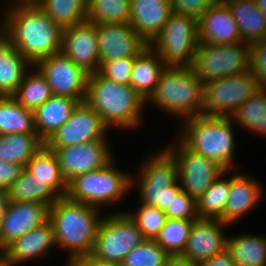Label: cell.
I'll list each match as a JSON object with an SVG mask.
<instances>
[{"instance_id":"db71d44e","label":"cell","mask_w":266,"mask_h":266,"mask_svg":"<svg viewBox=\"0 0 266 266\" xmlns=\"http://www.w3.org/2000/svg\"><path fill=\"white\" fill-rule=\"evenodd\" d=\"M12 1H33V0H12Z\"/></svg>"},{"instance_id":"30bf717a","label":"cell","mask_w":266,"mask_h":266,"mask_svg":"<svg viewBox=\"0 0 266 266\" xmlns=\"http://www.w3.org/2000/svg\"><path fill=\"white\" fill-rule=\"evenodd\" d=\"M250 58V44L247 42L223 45L199 43L191 67L205 84L249 71Z\"/></svg>"},{"instance_id":"4dcf8cb0","label":"cell","mask_w":266,"mask_h":266,"mask_svg":"<svg viewBox=\"0 0 266 266\" xmlns=\"http://www.w3.org/2000/svg\"><path fill=\"white\" fill-rule=\"evenodd\" d=\"M44 144L38 133L0 134V160L25 167Z\"/></svg>"},{"instance_id":"7402d4cb","label":"cell","mask_w":266,"mask_h":266,"mask_svg":"<svg viewBox=\"0 0 266 266\" xmlns=\"http://www.w3.org/2000/svg\"><path fill=\"white\" fill-rule=\"evenodd\" d=\"M197 26L199 43L223 45L242 41L239 26L223 0L215 1L206 10Z\"/></svg>"},{"instance_id":"f5cc1de1","label":"cell","mask_w":266,"mask_h":266,"mask_svg":"<svg viewBox=\"0 0 266 266\" xmlns=\"http://www.w3.org/2000/svg\"><path fill=\"white\" fill-rule=\"evenodd\" d=\"M0 266H6L3 250H0Z\"/></svg>"},{"instance_id":"681fc988","label":"cell","mask_w":266,"mask_h":266,"mask_svg":"<svg viewBox=\"0 0 266 266\" xmlns=\"http://www.w3.org/2000/svg\"><path fill=\"white\" fill-rule=\"evenodd\" d=\"M65 266H94L89 258H66Z\"/></svg>"},{"instance_id":"1f68e13d","label":"cell","mask_w":266,"mask_h":266,"mask_svg":"<svg viewBox=\"0 0 266 266\" xmlns=\"http://www.w3.org/2000/svg\"><path fill=\"white\" fill-rule=\"evenodd\" d=\"M25 168L36 180L48 183L62 197L66 196L67 182L62 177L57 157L45 144L32 156Z\"/></svg>"},{"instance_id":"7c38bea8","label":"cell","mask_w":266,"mask_h":266,"mask_svg":"<svg viewBox=\"0 0 266 266\" xmlns=\"http://www.w3.org/2000/svg\"><path fill=\"white\" fill-rule=\"evenodd\" d=\"M164 147L178 164L181 188L196 201L225 171L216 161L188 149L178 138Z\"/></svg>"},{"instance_id":"ac0fdd59","label":"cell","mask_w":266,"mask_h":266,"mask_svg":"<svg viewBox=\"0 0 266 266\" xmlns=\"http://www.w3.org/2000/svg\"><path fill=\"white\" fill-rule=\"evenodd\" d=\"M233 173V174H232ZM248 172L230 170V190L223 216L219 219L228 225H235L238 221L252 212L263 200L262 184L255 180Z\"/></svg>"},{"instance_id":"9c48e42d","label":"cell","mask_w":266,"mask_h":266,"mask_svg":"<svg viewBox=\"0 0 266 266\" xmlns=\"http://www.w3.org/2000/svg\"><path fill=\"white\" fill-rule=\"evenodd\" d=\"M199 44L197 19L173 13L149 43L166 66H191Z\"/></svg>"},{"instance_id":"4fadbf2b","label":"cell","mask_w":266,"mask_h":266,"mask_svg":"<svg viewBox=\"0 0 266 266\" xmlns=\"http://www.w3.org/2000/svg\"><path fill=\"white\" fill-rule=\"evenodd\" d=\"M110 130L99 114L85 101L80 102L71 117L45 142L48 148L110 140Z\"/></svg>"},{"instance_id":"3957f363","label":"cell","mask_w":266,"mask_h":266,"mask_svg":"<svg viewBox=\"0 0 266 266\" xmlns=\"http://www.w3.org/2000/svg\"><path fill=\"white\" fill-rule=\"evenodd\" d=\"M85 102L108 129L135 130L145 118V101L130 85L118 84L98 72L89 74Z\"/></svg>"},{"instance_id":"44dd1931","label":"cell","mask_w":266,"mask_h":266,"mask_svg":"<svg viewBox=\"0 0 266 266\" xmlns=\"http://www.w3.org/2000/svg\"><path fill=\"white\" fill-rule=\"evenodd\" d=\"M99 63L136 55L148 44L128 24H97Z\"/></svg>"},{"instance_id":"ffe728a7","label":"cell","mask_w":266,"mask_h":266,"mask_svg":"<svg viewBox=\"0 0 266 266\" xmlns=\"http://www.w3.org/2000/svg\"><path fill=\"white\" fill-rule=\"evenodd\" d=\"M48 219L49 206L46 204L9 201L0 226V250Z\"/></svg>"},{"instance_id":"ba28073f","label":"cell","mask_w":266,"mask_h":266,"mask_svg":"<svg viewBox=\"0 0 266 266\" xmlns=\"http://www.w3.org/2000/svg\"><path fill=\"white\" fill-rule=\"evenodd\" d=\"M144 240L142 232L126 210L105 213L88 258L92 262L123 263L125 257Z\"/></svg>"},{"instance_id":"5b68a950","label":"cell","mask_w":266,"mask_h":266,"mask_svg":"<svg viewBox=\"0 0 266 266\" xmlns=\"http://www.w3.org/2000/svg\"><path fill=\"white\" fill-rule=\"evenodd\" d=\"M204 84L191 66H167L145 102L180 119L203 114Z\"/></svg>"},{"instance_id":"d6a6232c","label":"cell","mask_w":266,"mask_h":266,"mask_svg":"<svg viewBox=\"0 0 266 266\" xmlns=\"http://www.w3.org/2000/svg\"><path fill=\"white\" fill-rule=\"evenodd\" d=\"M51 88L45 76L33 65L12 97L24 108L35 111L52 97Z\"/></svg>"},{"instance_id":"52a82bcc","label":"cell","mask_w":266,"mask_h":266,"mask_svg":"<svg viewBox=\"0 0 266 266\" xmlns=\"http://www.w3.org/2000/svg\"><path fill=\"white\" fill-rule=\"evenodd\" d=\"M114 158L105 167L74 177L67 183L66 197L102 210L132 191V172L118 168ZM103 206V207H102Z\"/></svg>"},{"instance_id":"4316f807","label":"cell","mask_w":266,"mask_h":266,"mask_svg":"<svg viewBox=\"0 0 266 266\" xmlns=\"http://www.w3.org/2000/svg\"><path fill=\"white\" fill-rule=\"evenodd\" d=\"M236 20L243 42L253 43L266 38V16L255 0H223Z\"/></svg>"},{"instance_id":"277c9868","label":"cell","mask_w":266,"mask_h":266,"mask_svg":"<svg viewBox=\"0 0 266 266\" xmlns=\"http://www.w3.org/2000/svg\"><path fill=\"white\" fill-rule=\"evenodd\" d=\"M180 123L177 137L188 149L216 161L225 170L241 168L234 161L237 143L235 126L230 117L201 114Z\"/></svg>"},{"instance_id":"d4e9b609","label":"cell","mask_w":266,"mask_h":266,"mask_svg":"<svg viewBox=\"0 0 266 266\" xmlns=\"http://www.w3.org/2000/svg\"><path fill=\"white\" fill-rule=\"evenodd\" d=\"M166 67L149 45L136 55L130 75V86L145 102L154 92L159 77Z\"/></svg>"},{"instance_id":"f546056e","label":"cell","mask_w":266,"mask_h":266,"mask_svg":"<svg viewBox=\"0 0 266 266\" xmlns=\"http://www.w3.org/2000/svg\"><path fill=\"white\" fill-rule=\"evenodd\" d=\"M61 197L48 183L36 180L25 167L9 188V201L43 203L50 207Z\"/></svg>"},{"instance_id":"b9f144b4","label":"cell","mask_w":266,"mask_h":266,"mask_svg":"<svg viewBox=\"0 0 266 266\" xmlns=\"http://www.w3.org/2000/svg\"><path fill=\"white\" fill-rule=\"evenodd\" d=\"M167 219L198 220L196 200L182 189L173 197L170 208L164 212Z\"/></svg>"},{"instance_id":"74e56055","label":"cell","mask_w":266,"mask_h":266,"mask_svg":"<svg viewBox=\"0 0 266 266\" xmlns=\"http://www.w3.org/2000/svg\"><path fill=\"white\" fill-rule=\"evenodd\" d=\"M195 220L167 219L155 241L170 255H182Z\"/></svg>"},{"instance_id":"cb8c5ba5","label":"cell","mask_w":266,"mask_h":266,"mask_svg":"<svg viewBox=\"0 0 266 266\" xmlns=\"http://www.w3.org/2000/svg\"><path fill=\"white\" fill-rule=\"evenodd\" d=\"M80 101L68 96L53 95L34 113V126L38 136L46 142L72 115Z\"/></svg>"},{"instance_id":"836d02e7","label":"cell","mask_w":266,"mask_h":266,"mask_svg":"<svg viewBox=\"0 0 266 266\" xmlns=\"http://www.w3.org/2000/svg\"><path fill=\"white\" fill-rule=\"evenodd\" d=\"M37 133L34 113L12 96H0V134Z\"/></svg>"},{"instance_id":"6da1fadb","label":"cell","mask_w":266,"mask_h":266,"mask_svg":"<svg viewBox=\"0 0 266 266\" xmlns=\"http://www.w3.org/2000/svg\"><path fill=\"white\" fill-rule=\"evenodd\" d=\"M7 2L0 31L32 65L61 51L62 29L36 3Z\"/></svg>"},{"instance_id":"f6af8a7d","label":"cell","mask_w":266,"mask_h":266,"mask_svg":"<svg viewBox=\"0 0 266 266\" xmlns=\"http://www.w3.org/2000/svg\"><path fill=\"white\" fill-rule=\"evenodd\" d=\"M23 166L0 160V187L9 189L20 177Z\"/></svg>"},{"instance_id":"f35d334b","label":"cell","mask_w":266,"mask_h":266,"mask_svg":"<svg viewBox=\"0 0 266 266\" xmlns=\"http://www.w3.org/2000/svg\"><path fill=\"white\" fill-rule=\"evenodd\" d=\"M138 206L137 209L126 212L137 224L145 239L155 240L167 220L166 215L156 206L142 203H138Z\"/></svg>"},{"instance_id":"f907efd6","label":"cell","mask_w":266,"mask_h":266,"mask_svg":"<svg viewBox=\"0 0 266 266\" xmlns=\"http://www.w3.org/2000/svg\"><path fill=\"white\" fill-rule=\"evenodd\" d=\"M94 266H124L123 263L119 262H93Z\"/></svg>"},{"instance_id":"7dc6e473","label":"cell","mask_w":266,"mask_h":266,"mask_svg":"<svg viewBox=\"0 0 266 266\" xmlns=\"http://www.w3.org/2000/svg\"><path fill=\"white\" fill-rule=\"evenodd\" d=\"M166 266H199V263L186 259L181 255H177L170 256L167 260Z\"/></svg>"},{"instance_id":"484cf974","label":"cell","mask_w":266,"mask_h":266,"mask_svg":"<svg viewBox=\"0 0 266 266\" xmlns=\"http://www.w3.org/2000/svg\"><path fill=\"white\" fill-rule=\"evenodd\" d=\"M32 66L0 31V96H12Z\"/></svg>"},{"instance_id":"ab89813d","label":"cell","mask_w":266,"mask_h":266,"mask_svg":"<svg viewBox=\"0 0 266 266\" xmlns=\"http://www.w3.org/2000/svg\"><path fill=\"white\" fill-rule=\"evenodd\" d=\"M170 255L155 241L144 240L124 259V266H166Z\"/></svg>"},{"instance_id":"2e32d148","label":"cell","mask_w":266,"mask_h":266,"mask_svg":"<svg viewBox=\"0 0 266 266\" xmlns=\"http://www.w3.org/2000/svg\"><path fill=\"white\" fill-rule=\"evenodd\" d=\"M61 52L89 74L99 69L97 24L85 20L62 30Z\"/></svg>"},{"instance_id":"5bb4252c","label":"cell","mask_w":266,"mask_h":266,"mask_svg":"<svg viewBox=\"0 0 266 266\" xmlns=\"http://www.w3.org/2000/svg\"><path fill=\"white\" fill-rule=\"evenodd\" d=\"M49 149L56 155L62 177L67 183L80 174L102 169L115 158L109 140Z\"/></svg>"},{"instance_id":"c3c4849f","label":"cell","mask_w":266,"mask_h":266,"mask_svg":"<svg viewBox=\"0 0 266 266\" xmlns=\"http://www.w3.org/2000/svg\"><path fill=\"white\" fill-rule=\"evenodd\" d=\"M8 202H9V189L0 187V226Z\"/></svg>"},{"instance_id":"bcb514c9","label":"cell","mask_w":266,"mask_h":266,"mask_svg":"<svg viewBox=\"0 0 266 266\" xmlns=\"http://www.w3.org/2000/svg\"><path fill=\"white\" fill-rule=\"evenodd\" d=\"M199 266H236L230 251L226 248L207 260L199 263Z\"/></svg>"},{"instance_id":"7bdbcfd3","label":"cell","mask_w":266,"mask_h":266,"mask_svg":"<svg viewBox=\"0 0 266 266\" xmlns=\"http://www.w3.org/2000/svg\"><path fill=\"white\" fill-rule=\"evenodd\" d=\"M250 71L266 87V38L250 43Z\"/></svg>"},{"instance_id":"8992f818","label":"cell","mask_w":266,"mask_h":266,"mask_svg":"<svg viewBox=\"0 0 266 266\" xmlns=\"http://www.w3.org/2000/svg\"><path fill=\"white\" fill-rule=\"evenodd\" d=\"M139 165L135 169L137 173L132 174V189L138 190V201L165 212L182 189L175 158L163 146L147 155Z\"/></svg>"},{"instance_id":"60d3db41","label":"cell","mask_w":266,"mask_h":266,"mask_svg":"<svg viewBox=\"0 0 266 266\" xmlns=\"http://www.w3.org/2000/svg\"><path fill=\"white\" fill-rule=\"evenodd\" d=\"M135 57H124L112 61L101 62L98 73L121 85H130V75Z\"/></svg>"},{"instance_id":"83f0119b","label":"cell","mask_w":266,"mask_h":266,"mask_svg":"<svg viewBox=\"0 0 266 266\" xmlns=\"http://www.w3.org/2000/svg\"><path fill=\"white\" fill-rule=\"evenodd\" d=\"M227 249L236 266H266V235L230 234Z\"/></svg>"},{"instance_id":"ee69618b","label":"cell","mask_w":266,"mask_h":266,"mask_svg":"<svg viewBox=\"0 0 266 266\" xmlns=\"http://www.w3.org/2000/svg\"><path fill=\"white\" fill-rule=\"evenodd\" d=\"M173 13L192 16L197 20L217 0H170Z\"/></svg>"},{"instance_id":"8d00e7d4","label":"cell","mask_w":266,"mask_h":266,"mask_svg":"<svg viewBox=\"0 0 266 266\" xmlns=\"http://www.w3.org/2000/svg\"><path fill=\"white\" fill-rule=\"evenodd\" d=\"M131 0H87V20L95 24L130 23Z\"/></svg>"},{"instance_id":"7a4b0ae2","label":"cell","mask_w":266,"mask_h":266,"mask_svg":"<svg viewBox=\"0 0 266 266\" xmlns=\"http://www.w3.org/2000/svg\"><path fill=\"white\" fill-rule=\"evenodd\" d=\"M101 209L66 196L49 207L56 249L67 251L66 258H88L94 247L98 226L105 214Z\"/></svg>"},{"instance_id":"d590c367","label":"cell","mask_w":266,"mask_h":266,"mask_svg":"<svg viewBox=\"0 0 266 266\" xmlns=\"http://www.w3.org/2000/svg\"><path fill=\"white\" fill-rule=\"evenodd\" d=\"M229 190L230 170H225L196 201L198 218L220 219L224 214Z\"/></svg>"},{"instance_id":"e575fe53","label":"cell","mask_w":266,"mask_h":266,"mask_svg":"<svg viewBox=\"0 0 266 266\" xmlns=\"http://www.w3.org/2000/svg\"><path fill=\"white\" fill-rule=\"evenodd\" d=\"M62 30L87 20V0H33Z\"/></svg>"},{"instance_id":"8fae6325","label":"cell","mask_w":266,"mask_h":266,"mask_svg":"<svg viewBox=\"0 0 266 266\" xmlns=\"http://www.w3.org/2000/svg\"><path fill=\"white\" fill-rule=\"evenodd\" d=\"M260 88L250 70L209 81L204 84L203 115L230 117Z\"/></svg>"},{"instance_id":"e0dca14e","label":"cell","mask_w":266,"mask_h":266,"mask_svg":"<svg viewBox=\"0 0 266 266\" xmlns=\"http://www.w3.org/2000/svg\"><path fill=\"white\" fill-rule=\"evenodd\" d=\"M54 247L56 248L53 226L48 220L14 239L3 249L5 265L24 266L27 262L32 263L33 260H45L49 258L50 253L52 254V249L55 250Z\"/></svg>"},{"instance_id":"d6986e66","label":"cell","mask_w":266,"mask_h":266,"mask_svg":"<svg viewBox=\"0 0 266 266\" xmlns=\"http://www.w3.org/2000/svg\"><path fill=\"white\" fill-rule=\"evenodd\" d=\"M230 225L219 219H198L192 223L186 248L181 255L194 262H202L227 248Z\"/></svg>"},{"instance_id":"9a60e30c","label":"cell","mask_w":266,"mask_h":266,"mask_svg":"<svg viewBox=\"0 0 266 266\" xmlns=\"http://www.w3.org/2000/svg\"><path fill=\"white\" fill-rule=\"evenodd\" d=\"M35 66L45 76L53 95L85 101L89 73L61 51L39 60Z\"/></svg>"},{"instance_id":"816d5d0a","label":"cell","mask_w":266,"mask_h":266,"mask_svg":"<svg viewBox=\"0 0 266 266\" xmlns=\"http://www.w3.org/2000/svg\"><path fill=\"white\" fill-rule=\"evenodd\" d=\"M256 6L266 16V0H255Z\"/></svg>"},{"instance_id":"f1b7e54d","label":"cell","mask_w":266,"mask_h":266,"mask_svg":"<svg viewBox=\"0 0 266 266\" xmlns=\"http://www.w3.org/2000/svg\"><path fill=\"white\" fill-rule=\"evenodd\" d=\"M230 118L238 129L266 137V87L255 92Z\"/></svg>"},{"instance_id":"603a6c76","label":"cell","mask_w":266,"mask_h":266,"mask_svg":"<svg viewBox=\"0 0 266 266\" xmlns=\"http://www.w3.org/2000/svg\"><path fill=\"white\" fill-rule=\"evenodd\" d=\"M172 14L170 0H131L130 25L149 45Z\"/></svg>"}]
</instances>
